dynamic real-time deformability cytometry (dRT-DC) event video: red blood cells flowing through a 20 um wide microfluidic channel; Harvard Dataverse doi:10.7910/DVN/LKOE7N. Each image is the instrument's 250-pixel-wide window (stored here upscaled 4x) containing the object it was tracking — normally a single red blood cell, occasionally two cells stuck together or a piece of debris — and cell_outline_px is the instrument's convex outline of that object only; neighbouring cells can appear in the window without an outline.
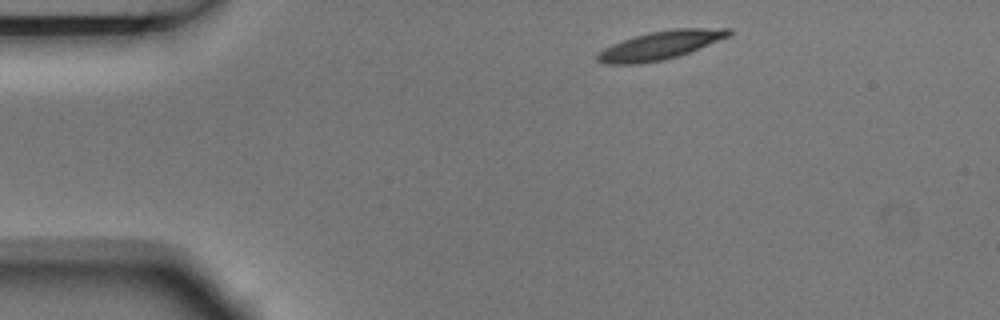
{"species": "Egyptian fruit bat (a non-hibernating species)", "species_latin": "Rousettus aegyptiacus", "temperature_condition": "room temperature", "stored_images_in_passage": 5, "camera_frame_rate_fps": 3000, "um_per_image_px": 0.085, "animal": {"sex": "male"}, "frame": {"image": 1, "passage_image": 1, "time_ms": 0.0, "image_size_px": [1000, 320], "cell_outline_px": [[732, 32], [728, 36], [688, 52], [676, 56], [660, 60], [636, 64], [608, 64], [596, 60], [596, 56], [604, 48], [612, 44], [648, 32], [672, 28], [732, 28]], "centroid_in_image_um": [56.11, 3.83], "position_along_channel_um": 28.9, "area_um2": 21.27}}
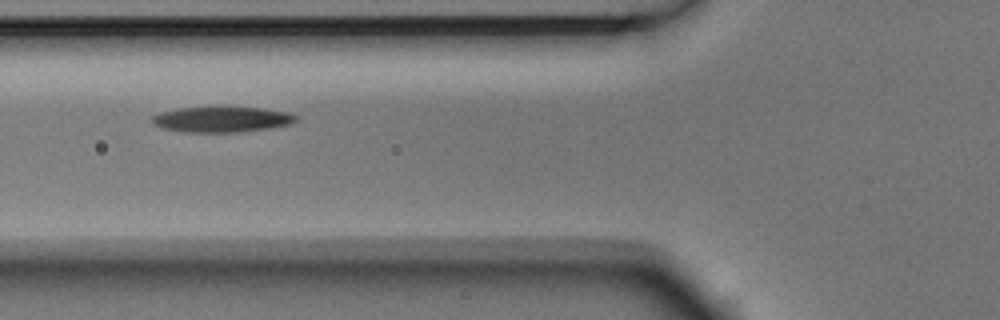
{"frame": {"image": 2, "passage_image": 4, "time_ms": 1.0, "image_size_px": [1000, 320], "cell_outline_px": [[296, 120], [288, 124], [268, 128], [240, 132], [188, 132], [164, 128], [156, 124], [152, 120], [152, 116], [160, 112], [180, 108], [264, 108], [284, 112], [296, 116]], "centroid_in_image_um": [18.83, 10.16], "position_along_channel_um": 107.0, "area_um2": 20.69}}
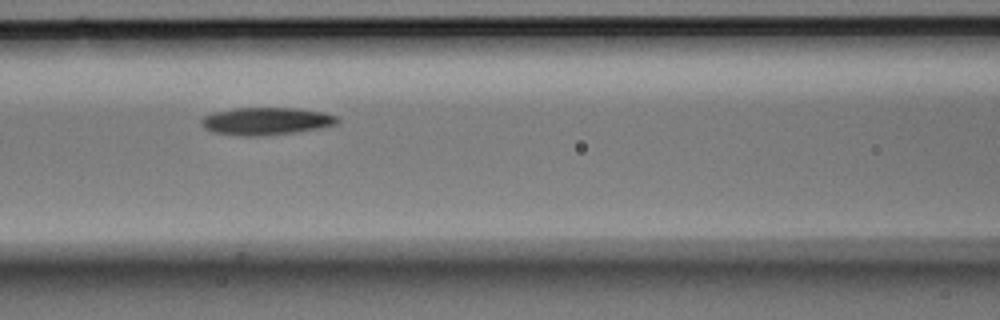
{"frame": {"image": 3, "passage_image": 5, "time_ms": 1.333, "image_size_px": [1000, 320], "cell_outline_px": [[340, 120], [336, 124], [320, 128], [296, 132], [264, 136], [240, 136], [212, 132], [204, 128], [200, 124], [200, 120], [204, 116], [212, 112], [232, 108], [296, 108], [324, 112], [336, 116]], "centroid_in_image_um": [22.58, 10.3], "position_along_channel_um": 144.0, "area_um2": 22.08}}